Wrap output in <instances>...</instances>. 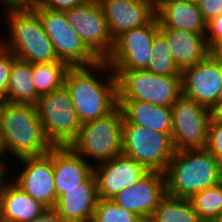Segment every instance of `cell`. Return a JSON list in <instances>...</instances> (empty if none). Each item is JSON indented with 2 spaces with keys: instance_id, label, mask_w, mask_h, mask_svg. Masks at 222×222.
Listing matches in <instances>:
<instances>
[{
  "instance_id": "cell-1",
  "label": "cell",
  "mask_w": 222,
  "mask_h": 222,
  "mask_svg": "<svg viewBox=\"0 0 222 222\" xmlns=\"http://www.w3.org/2000/svg\"><path fill=\"white\" fill-rule=\"evenodd\" d=\"M98 71L105 77L99 76ZM64 87L81 124L104 117L118 106L116 76L105 60L90 66L69 67Z\"/></svg>"
},
{
  "instance_id": "cell-2",
  "label": "cell",
  "mask_w": 222,
  "mask_h": 222,
  "mask_svg": "<svg viewBox=\"0 0 222 222\" xmlns=\"http://www.w3.org/2000/svg\"><path fill=\"white\" fill-rule=\"evenodd\" d=\"M0 127L9 158L11 154L14 159L42 156L53 147L44 134L35 104L0 101Z\"/></svg>"
},
{
  "instance_id": "cell-3",
  "label": "cell",
  "mask_w": 222,
  "mask_h": 222,
  "mask_svg": "<svg viewBox=\"0 0 222 222\" xmlns=\"http://www.w3.org/2000/svg\"><path fill=\"white\" fill-rule=\"evenodd\" d=\"M164 174L166 193L175 198H190L221 181L219 162L206 148L175 151Z\"/></svg>"
},
{
  "instance_id": "cell-4",
  "label": "cell",
  "mask_w": 222,
  "mask_h": 222,
  "mask_svg": "<svg viewBox=\"0 0 222 222\" xmlns=\"http://www.w3.org/2000/svg\"><path fill=\"white\" fill-rule=\"evenodd\" d=\"M4 18L8 37L4 38L6 40L2 37L1 44L16 58L31 64L62 62L33 8L5 12Z\"/></svg>"
},
{
  "instance_id": "cell-5",
  "label": "cell",
  "mask_w": 222,
  "mask_h": 222,
  "mask_svg": "<svg viewBox=\"0 0 222 222\" xmlns=\"http://www.w3.org/2000/svg\"><path fill=\"white\" fill-rule=\"evenodd\" d=\"M69 146L87 162L92 161V165L122 155L123 113L120 107L104 117L82 123L78 136Z\"/></svg>"
},
{
  "instance_id": "cell-6",
  "label": "cell",
  "mask_w": 222,
  "mask_h": 222,
  "mask_svg": "<svg viewBox=\"0 0 222 222\" xmlns=\"http://www.w3.org/2000/svg\"><path fill=\"white\" fill-rule=\"evenodd\" d=\"M113 72L117 80V101L171 107L182 95L181 76H161L145 70Z\"/></svg>"
},
{
  "instance_id": "cell-7",
  "label": "cell",
  "mask_w": 222,
  "mask_h": 222,
  "mask_svg": "<svg viewBox=\"0 0 222 222\" xmlns=\"http://www.w3.org/2000/svg\"><path fill=\"white\" fill-rule=\"evenodd\" d=\"M35 105L47 140L52 146H69L82 124L67 89L63 86L41 95Z\"/></svg>"
},
{
  "instance_id": "cell-8",
  "label": "cell",
  "mask_w": 222,
  "mask_h": 222,
  "mask_svg": "<svg viewBox=\"0 0 222 222\" xmlns=\"http://www.w3.org/2000/svg\"><path fill=\"white\" fill-rule=\"evenodd\" d=\"M174 153L171 134L123 121V155L126 157L134 159L149 171L164 173Z\"/></svg>"
},
{
  "instance_id": "cell-9",
  "label": "cell",
  "mask_w": 222,
  "mask_h": 222,
  "mask_svg": "<svg viewBox=\"0 0 222 222\" xmlns=\"http://www.w3.org/2000/svg\"><path fill=\"white\" fill-rule=\"evenodd\" d=\"M33 9L38 13L59 61L65 62L69 67L90 66L100 61L70 26L65 12L40 5Z\"/></svg>"
},
{
  "instance_id": "cell-10",
  "label": "cell",
  "mask_w": 222,
  "mask_h": 222,
  "mask_svg": "<svg viewBox=\"0 0 222 222\" xmlns=\"http://www.w3.org/2000/svg\"><path fill=\"white\" fill-rule=\"evenodd\" d=\"M171 114L175 151L205 149L211 109L181 95L171 106Z\"/></svg>"
},
{
  "instance_id": "cell-11",
  "label": "cell",
  "mask_w": 222,
  "mask_h": 222,
  "mask_svg": "<svg viewBox=\"0 0 222 222\" xmlns=\"http://www.w3.org/2000/svg\"><path fill=\"white\" fill-rule=\"evenodd\" d=\"M158 32L156 17L149 25L122 33L114 40L113 50L105 61L113 71L145 70Z\"/></svg>"
},
{
  "instance_id": "cell-12",
  "label": "cell",
  "mask_w": 222,
  "mask_h": 222,
  "mask_svg": "<svg viewBox=\"0 0 222 222\" xmlns=\"http://www.w3.org/2000/svg\"><path fill=\"white\" fill-rule=\"evenodd\" d=\"M70 26L85 45L100 59L106 60L113 50L104 13L98 1H85L81 6L65 11Z\"/></svg>"
},
{
  "instance_id": "cell-13",
  "label": "cell",
  "mask_w": 222,
  "mask_h": 222,
  "mask_svg": "<svg viewBox=\"0 0 222 222\" xmlns=\"http://www.w3.org/2000/svg\"><path fill=\"white\" fill-rule=\"evenodd\" d=\"M23 166L11 181L22 191L39 201L46 208H54L56 191L54 187L53 147L42 156L18 159Z\"/></svg>"
},
{
  "instance_id": "cell-14",
  "label": "cell",
  "mask_w": 222,
  "mask_h": 222,
  "mask_svg": "<svg viewBox=\"0 0 222 222\" xmlns=\"http://www.w3.org/2000/svg\"><path fill=\"white\" fill-rule=\"evenodd\" d=\"M182 95L211 109L222 86V63L211 54L181 71Z\"/></svg>"
},
{
  "instance_id": "cell-15",
  "label": "cell",
  "mask_w": 222,
  "mask_h": 222,
  "mask_svg": "<svg viewBox=\"0 0 222 222\" xmlns=\"http://www.w3.org/2000/svg\"><path fill=\"white\" fill-rule=\"evenodd\" d=\"M166 195L165 174L149 171L132 186L113 196L111 200L146 221Z\"/></svg>"
},
{
  "instance_id": "cell-16",
  "label": "cell",
  "mask_w": 222,
  "mask_h": 222,
  "mask_svg": "<svg viewBox=\"0 0 222 222\" xmlns=\"http://www.w3.org/2000/svg\"><path fill=\"white\" fill-rule=\"evenodd\" d=\"M149 170L134 159L120 155L93 166L99 199H111L144 177Z\"/></svg>"
},
{
  "instance_id": "cell-17",
  "label": "cell",
  "mask_w": 222,
  "mask_h": 222,
  "mask_svg": "<svg viewBox=\"0 0 222 222\" xmlns=\"http://www.w3.org/2000/svg\"><path fill=\"white\" fill-rule=\"evenodd\" d=\"M98 3L113 40L133 28L149 25L156 18V6L149 0H98Z\"/></svg>"
},
{
  "instance_id": "cell-18",
  "label": "cell",
  "mask_w": 222,
  "mask_h": 222,
  "mask_svg": "<svg viewBox=\"0 0 222 222\" xmlns=\"http://www.w3.org/2000/svg\"><path fill=\"white\" fill-rule=\"evenodd\" d=\"M98 199L96 178L92 173L79 187L67 189L59 196L54 209L62 222H86L93 218Z\"/></svg>"
},
{
  "instance_id": "cell-19",
  "label": "cell",
  "mask_w": 222,
  "mask_h": 222,
  "mask_svg": "<svg viewBox=\"0 0 222 222\" xmlns=\"http://www.w3.org/2000/svg\"><path fill=\"white\" fill-rule=\"evenodd\" d=\"M93 166L70 146H53L56 201L67 189L79 187L93 173Z\"/></svg>"
},
{
  "instance_id": "cell-20",
  "label": "cell",
  "mask_w": 222,
  "mask_h": 222,
  "mask_svg": "<svg viewBox=\"0 0 222 222\" xmlns=\"http://www.w3.org/2000/svg\"><path fill=\"white\" fill-rule=\"evenodd\" d=\"M159 32L166 38L172 57L181 71L210 55L206 34L164 28L160 23Z\"/></svg>"
},
{
  "instance_id": "cell-21",
  "label": "cell",
  "mask_w": 222,
  "mask_h": 222,
  "mask_svg": "<svg viewBox=\"0 0 222 222\" xmlns=\"http://www.w3.org/2000/svg\"><path fill=\"white\" fill-rule=\"evenodd\" d=\"M156 17L164 28L197 34L207 32V23L195 0H165L156 7Z\"/></svg>"
},
{
  "instance_id": "cell-22",
  "label": "cell",
  "mask_w": 222,
  "mask_h": 222,
  "mask_svg": "<svg viewBox=\"0 0 222 222\" xmlns=\"http://www.w3.org/2000/svg\"><path fill=\"white\" fill-rule=\"evenodd\" d=\"M46 207L22 191L9 178L0 193V216L4 222H31Z\"/></svg>"
},
{
  "instance_id": "cell-23",
  "label": "cell",
  "mask_w": 222,
  "mask_h": 222,
  "mask_svg": "<svg viewBox=\"0 0 222 222\" xmlns=\"http://www.w3.org/2000/svg\"><path fill=\"white\" fill-rule=\"evenodd\" d=\"M123 113V121H129L145 128L171 134V107H164L142 101H117Z\"/></svg>"
},
{
  "instance_id": "cell-24",
  "label": "cell",
  "mask_w": 222,
  "mask_h": 222,
  "mask_svg": "<svg viewBox=\"0 0 222 222\" xmlns=\"http://www.w3.org/2000/svg\"><path fill=\"white\" fill-rule=\"evenodd\" d=\"M33 64L15 58L10 72L9 85L3 101L21 104H36L40 97L35 89Z\"/></svg>"
},
{
  "instance_id": "cell-25",
  "label": "cell",
  "mask_w": 222,
  "mask_h": 222,
  "mask_svg": "<svg viewBox=\"0 0 222 222\" xmlns=\"http://www.w3.org/2000/svg\"><path fill=\"white\" fill-rule=\"evenodd\" d=\"M148 222H203L189 198L166 195L154 209Z\"/></svg>"
},
{
  "instance_id": "cell-26",
  "label": "cell",
  "mask_w": 222,
  "mask_h": 222,
  "mask_svg": "<svg viewBox=\"0 0 222 222\" xmlns=\"http://www.w3.org/2000/svg\"><path fill=\"white\" fill-rule=\"evenodd\" d=\"M68 68L65 62L33 64L32 78L37 94L41 96L62 88Z\"/></svg>"
},
{
  "instance_id": "cell-27",
  "label": "cell",
  "mask_w": 222,
  "mask_h": 222,
  "mask_svg": "<svg viewBox=\"0 0 222 222\" xmlns=\"http://www.w3.org/2000/svg\"><path fill=\"white\" fill-rule=\"evenodd\" d=\"M150 54L145 71L161 76H181V70L172 57L166 38L160 32L154 36Z\"/></svg>"
},
{
  "instance_id": "cell-28",
  "label": "cell",
  "mask_w": 222,
  "mask_h": 222,
  "mask_svg": "<svg viewBox=\"0 0 222 222\" xmlns=\"http://www.w3.org/2000/svg\"><path fill=\"white\" fill-rule=\"evenodd\" d=\"M189 200L203 222H216L222 213V184L197 192Z\"/></svg>"
},
{
  "instance_id": "cell-29",
  "label": "cell",
  "mask_w": 222,
  "mask_h": 222,
  "mask_svg": "<svg viewBox=\"0 0 222 222\" xmlns=\"http://www.w3.org/2000/svg\"><path fill=\"white\" fill-rule=\"evenodd\" d=\"M96 222H142L133 212L117 205L111 199H98L93 218Z\"/></svg>"
},
{
  "instance_id": "cell-30",
  "label": "cell",
  "mask_w": 222,
  "mask_h": 222,
  "mask_svg": "<svg viewBox=\"0 0 222 222\" xmlns=\"http://www.w3.org/2000/svg\"><path fill=\"white\" fill-rule=\"evenodd\" d=\"M15 55L0 45V101H3L7 94L10 72Z\"/></svg>"
},
{
  "instance_id": "cell-31",
  "label": "cell",
  "mask_w": 222,
  "mask_h": 222,
  "mask_svg": "<svg viewBox=\"0 0 222 222\" xmlns=\"http://www.w3.org/2000/svg\"><path fill=\"white\" fill-rule=\"evenodd\" d=\"M206 149L218 160L222 161V123L210 119Z\"/></svg>"
},
{
  "instance_id": "cell-32",
  "label": "cell",
  "mask_w": 222,
  "mask_h": 222,
  "mask_svg": "<svg viewBox=\"0 0 222 222\" xmlns=\"http://www.w3.org/2000/svg\"><path fill=\"white\" fill-rule=\"evenodd\" d=\"M196 2L206 23L222 13V0H196Z\"/></svg>"
},
{
  "instance_id": "cell-33",
  "label": "cell",
  "mask_w": 222,
  "mask_h": 222,
  "mask_svg": "<svg viewBox=\"0 0 222 222\" xmlns=\"http://www.w3.org/2000/svg\"><path fill=\"white\" fill-rule=\"evenodd\" d=\"M206 38L210 48L222 40V13L207 23Z\"/></svg>"
},
{
  "instance_id": "cell-34",
  "label": "cell",
  "mask_w": 222,
  "mask_h": 222,
  "mask_svg": "<svg viewBox=\"0 0 222 222\" xmlns=\"http://www.w3.org/2000/svg\"><path fill=\"white\" fill-rule=\"evenodd\" d=\"M85 1L87 0H43L40 6L65 12L74 7L81 6Z\"/></svg>"
},
{
  "instance_id": "cell-35",
  "label": "cell",
  "mask_w": 222,
  "mask_h": 222,
  "mask_svg": "<svg viewBox=\"0 0 222 222\" xmlns=\"http://www.w3.org/2000/svg\"><path fill=\"white\" fill-rule=\"evenodd\" d=\"M31 222H62L54 208H46L38 217Z\"/></svg>"
},
{
  "instance_id": "cell-36",
  "label": "cell",
  "mask_w": 222,
  "mask_h": 222,
  "mask_svg": "<svg viewBox=\"0 0 222 222\" xmlns=\"http://www.w3.org/2000/svg\"><path fill=\"white\" fill-rule=\"evenodd\" d=\"M2 3V4H1ZM6 12L28 10L29 7L25 4V0H0Z\"/></svg>"
},
{
  "instance_id": "cell-37",
  "label": "cell",
  "mask_w": 222,
  "mask_h": 222,
  "mask_svg": "<svg viewBox=\"0 0 222 222\" xmlns=\"http://www.w3.org/2000/svg\"><path fill=\"white\" fill-rule=\"evenodd\" d=\"M211 118L222 123V100L217 101L211 108Z\"/></svg>"
},
{
  "instance_id": "cell-38",
  "label": "cell",
  "mask_w": 222,
  "mask_h": 222,
  "mask_svg": "<svg viewBox=\"0 0 222 222\" xmlns=\"http://www.w3.org/2000/svg\"><path fill=\"white\" fill-rule=\"evenodd\" d=\"M210 54L218 61L222 63V40L216 42L211 48H210Z\"/></svg>"
},
{
  "instance_id": "cell-39",
  "label": "cell",
  "mask_w": 222,
  "mask_h": 222,
  "mask_svg": "<svg viewBox=\"0 0 222 222\" xmlns=\"http://www.w3.org/2000/svg\"><path fill=\"white\" fill-rule=\"evenodd\" d=\"M8 152H7V147L3 138V133H2V129L0 127V163L1 164H8L5 162V159L3 160V157L5 156V158H7L8 156ZM3 161V162H2Z\"/></svg>"
},
{
  "instance_id": "cell-40",
  "label": "cell",
  "mask_w": 222,
  "mask_h": 222,
  "mask_svg": "<svg viewBox=\"0 0 222 222\" xmlns=\"http://www.w3.org/2000/svg\"><path fill=\"white\" fill-rule=\"evenodd\" d=\"M7 172H8L7 166L0 163V193L3 184L8 180Z\"/></svg>"
},
{
  "instance_id": "cell-41",
  "label": "cell",
  "mask_w": 222,
  "mask_h": 222,
  "mask_svg": "<svg viewBox=\"0 0 222 222\" xmlns=\"http://www.w3.org/2000/svg\"><path fill=\"white\" fill-rule=\"evenodd\" d=\"M43 2V0H25V4L29 7V8H33L37 5H40Z\"/></svg>"
},
{
  "instance_id": "cell-42",
  "label": "cell",
  "mask_w": 222,
  "mask_h": 222,
  "mask_svg": "<svg viewBox=\"0 0 222 222\" xmlns=\"http://www.w3.org/2000/svg\"><path fill=\"white\" fill-rule=\"evenodd\" d=\"M149 1L157 7L159 4H161L165 0H149Z\"/></svg>"
},
{
  "instance_id": "cell-43",
  "label": "cell",
  "mask_w": 222,
  "mask_h": 222,
  "mask_svg": "<svg viewBox=\"0 0 222 222\" xmlns=\"http://www.w3.org/2000/svg\"><path fill=\"white\" fill-rule=\"evenodd\" d=\"M220 180L222 181V161L219 162Z\"/></svg>"
},
{
  "instance_id": "cell-44",
  "label": "cell",
  "mask_w": 222,
  "mask_h": 222,
  "mask_svg": "<svg viewBox=\"0 0 222 222\" xmlns=\"http://www.w3.org/2000/svg\"><path fill=\"white\" fill-rule=\"evenodd\" d=\"M219 100H222V86H221V88L219 90V94H218V101Z\"/></svg>"
},
{
  "instance_id": "cell-45",
  "label": "cell",
  "mask_w": 222,
  "mask_h": 222,
  "mask_svg": "<svg viewBox=\"0 0 222 222\" xmlns=\"http://www.w3.org/2000/svg\"><path fill=\"white\" fill-rule=\"evenodd\" d=\"M216 222H222V213H221L219 219Z\"/></svg>"
},
{
  "instance_id": "cell-46",
  "label": "cell",
  "mask_w": 222,
  "mask_h": 222,
  "mask_svg": "<svg viewBox=\"0 0 222 222\" xmlns=\"http://www.w3.org/2000/svg\"><path fill=\"white\" fill-rule=\"evenodd\" d=\"M86 222H96V221H94L93 219H89Z\"/></svg>"
}]
</instances>
